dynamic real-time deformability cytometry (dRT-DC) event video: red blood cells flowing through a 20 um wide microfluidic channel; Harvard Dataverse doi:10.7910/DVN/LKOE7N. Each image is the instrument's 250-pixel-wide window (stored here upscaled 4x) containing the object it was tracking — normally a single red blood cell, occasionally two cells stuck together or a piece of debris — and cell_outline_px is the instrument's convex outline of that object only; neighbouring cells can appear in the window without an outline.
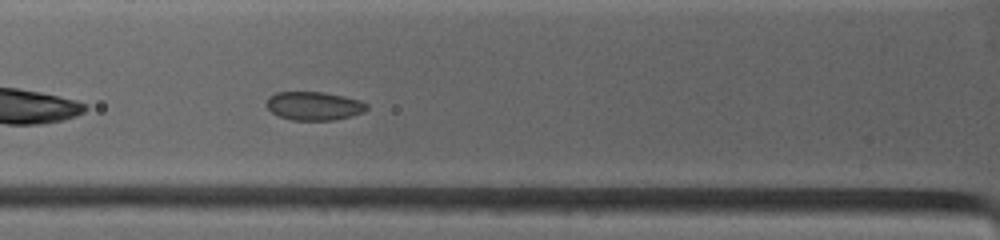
{"species": "common noctule bat (a hibernating species)", "species_latin": "Nyctalus noctula", "temperature_condition": "warm", "stored_images_in_passage": 6, "camera_frame_rate_fps": 4500, "um_per_image_px": 0.085, "animal": {"sex": "female", "body_mass_g": 19.0, "forearm_length_mm": 53.3}, "frame": {"image": 1, "passage_image": 6, "time_ms": 2.222, "image_size_px": [1000, 240], "cell_outline_px": [[368, 108], [364, 112], [352, 116], [332, 120], [292, 120], [280, 116], [272, 112], [264, 104], [268, 96], [276, 92], [320, 92], [344, 96], [360, 100], [368, 104]], "centroid_in_image_um": [26.68, 9.0], "position_along_channel_um": 99.1, "area_um2": 16.76}}